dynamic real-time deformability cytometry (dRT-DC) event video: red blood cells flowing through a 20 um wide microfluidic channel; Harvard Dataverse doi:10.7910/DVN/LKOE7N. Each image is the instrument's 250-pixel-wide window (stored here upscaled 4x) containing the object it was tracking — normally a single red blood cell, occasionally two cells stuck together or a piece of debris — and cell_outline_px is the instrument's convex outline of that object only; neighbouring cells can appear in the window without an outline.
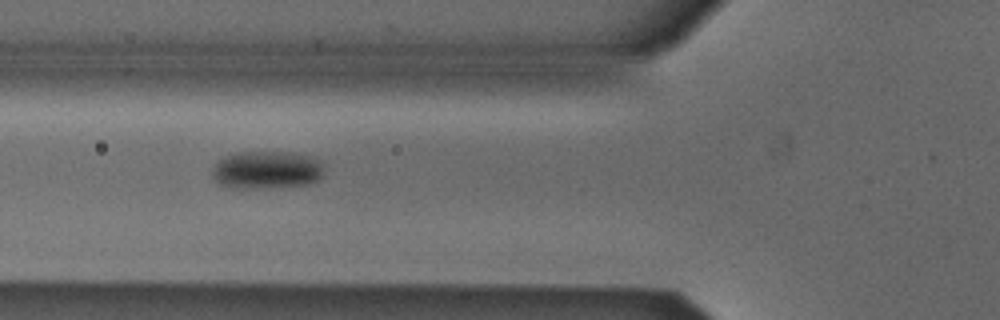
{"species": "Egyptian fruit bat (a non-hibernating species)", "species_latin": "Rousettus aegyptiacus", "temperature_condition": "cold", "stored_images_in_passage": 37, "segment_of_instrument_passage": [1, 2], "camera_frame_rate_fps": 3000, "um_per_image_px": 0.085, "animal": {"sex": "male"}, "frame": {"image": 1, "passage_image": 3, "time_ms": 0.667, "image_size_px": [1000, 320], "cell_outline_px": [[324, 172], [320, 180], [308, 184], [236, 188], [224, 184], [216, 180], [212, 176], [212, 172], [216, 160], [224, 156], [236, 152], [292, 152], [312, 156], [320, 160], [324, 164]], "centroid_in_image_um": [22.72, 14.4], "position_along_channel_um": 103.1, "area_um2": 24.57}}
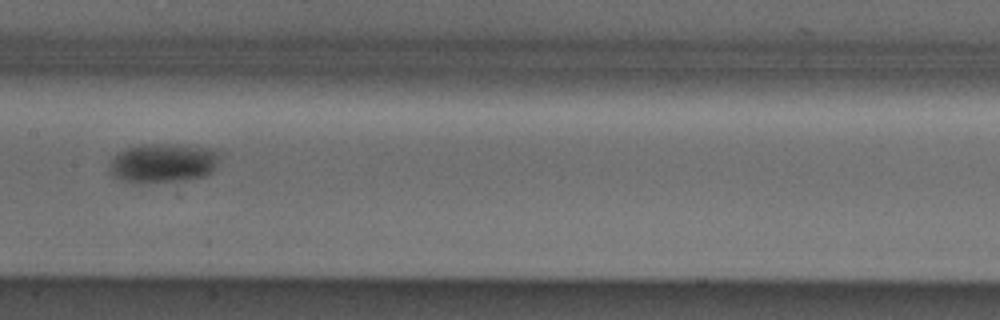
{"frame": {"image": 2, "passage_image": 10, "time_ms": 3.0, "image_size_px": [1000, 320], "cell_outline_px": [[220, 156], [212, 172], [204, 176], [188, 180], [140, 184], [136, 184], [124, 180], [116, 176], [112, 172], [112, 160], [120, 152], [128, 148], [140, 144], [168, 144], [204, 148], [216, 152]], "centroid_in_image_um": [13.88, 13.88], "position_along_channel_um": 193.5, "area_um2": 24.74}}
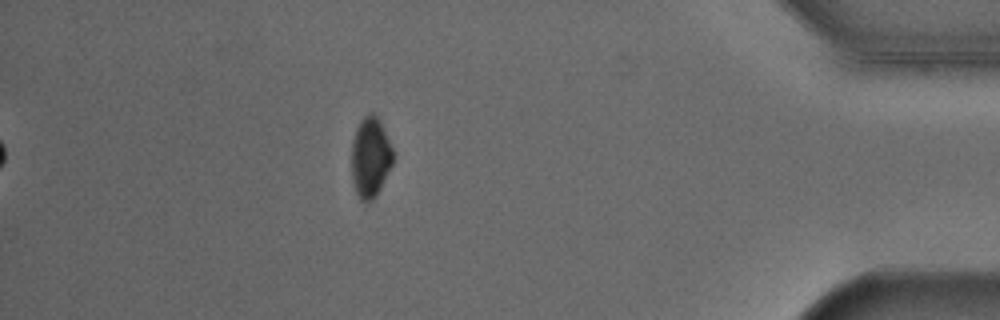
{"frame": {"image": 3, "passage_image": 30, "time_ms": 9.667, "image_size_px": [1000, 320], "cell_outline_px": [[392, 164], [376, 196], [372, 200], [360, 200], [356, 192], [352, 180], [352, 144], [356, 128], [360, 120], [368, 112], [372, 112], [380, 120], [392, 148]], "centroid_in_image_um": [31.47, 13.34], "position_along_channel_um": 403.7, "area_um2": 19.13}}